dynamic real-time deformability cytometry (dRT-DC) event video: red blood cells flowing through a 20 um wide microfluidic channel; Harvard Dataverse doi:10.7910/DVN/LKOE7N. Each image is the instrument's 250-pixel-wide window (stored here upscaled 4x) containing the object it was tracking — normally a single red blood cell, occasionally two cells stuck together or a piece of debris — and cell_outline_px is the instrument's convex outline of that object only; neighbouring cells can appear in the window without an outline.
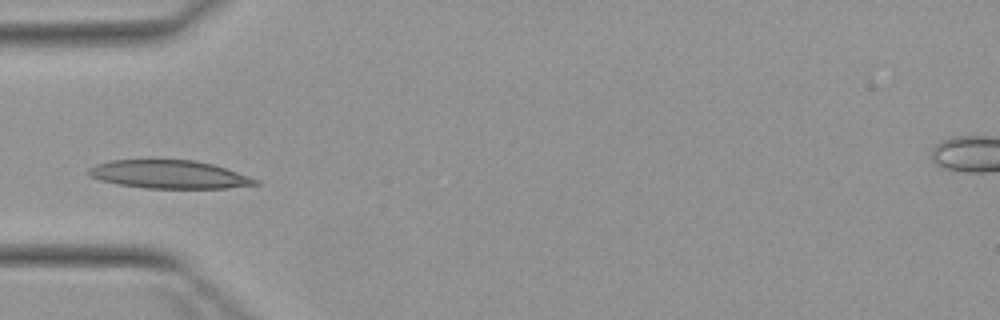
{"species": "Egyptian fruit bat (a non-hibernating species)", "species_latin": "Rousettus aegyptiacus", "temperature_condition": "warm", "stored_images_in_passage": 3, "camera_frame_rate_fps": 3000, "um_per_image_px": 0.085, "animal": {"sex": "female"}, "frame": {"image": 1, "passage_image": 3, "time_ms": 2.333, "image_size_px": [1000, 320], "cell_outline_px": [[260, 184], [228, 188], [144, 188], [120, 184], [100, 180], [92, 176], [88, 172], [88, 168], [96, 164], [112, 160], [192, 160], [212, 164], [260, 180]], "centroid_in_image_um": [14.39, 14.83], "position_along_channel_um": 70.6, "area_um2": 27.11}}